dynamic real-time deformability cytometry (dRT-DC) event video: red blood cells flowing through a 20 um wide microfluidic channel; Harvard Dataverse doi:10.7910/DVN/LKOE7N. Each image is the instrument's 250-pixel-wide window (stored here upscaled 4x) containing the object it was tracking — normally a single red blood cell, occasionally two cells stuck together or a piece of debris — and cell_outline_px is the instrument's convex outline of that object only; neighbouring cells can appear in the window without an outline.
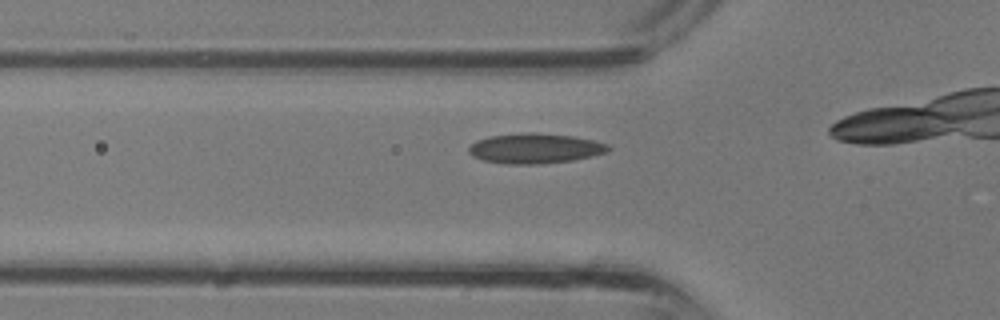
{"species": "common noctule bat (a hibernating species)", "species_latin": "Nyctalus noctula", "temperature_condition": "room temperature", "stored_images_in_passage": 6, "camera_frame_rate_fps": 3000, "um_per_image_px": 0.085, "animal": {"sex": "male", "body_mass_g": 13.3}, "frame": {"image": 1, "passage_image": 4, "time_ms": 1.0, "image_size_px": [1000, 320], "cell_outline_px": [[612, 148], [604, 152], [572, 160], [536, 164], [512, 164], [484, 160], [476, 156], [468, 148], [472, 144], [480, 140], [492, 136], [520, 132], [532, 132], [572, 136], [592, 140], [608, 144]], "centroid_in_image_um": [45.51, 12.6], "position_along_channel_um": 80.3, "area_um2": 23.76}}